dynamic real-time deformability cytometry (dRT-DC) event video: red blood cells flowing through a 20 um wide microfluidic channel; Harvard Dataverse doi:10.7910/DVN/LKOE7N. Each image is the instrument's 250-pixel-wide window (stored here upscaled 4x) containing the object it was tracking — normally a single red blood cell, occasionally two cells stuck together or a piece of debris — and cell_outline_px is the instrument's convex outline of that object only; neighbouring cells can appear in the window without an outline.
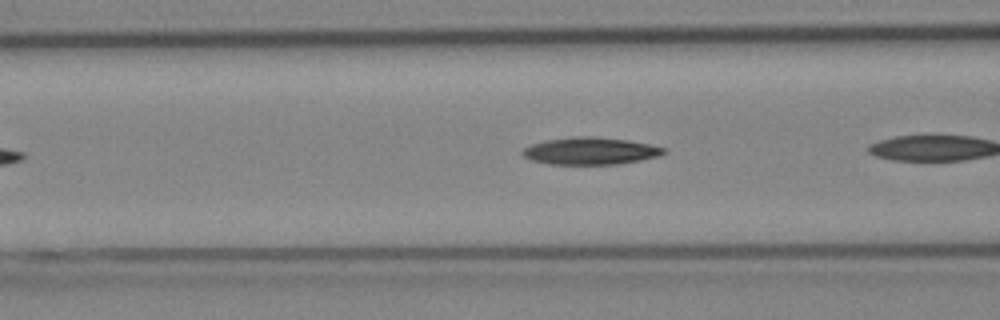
{"species": "Egyptian fruit bat (a non-hibernating species)", "species_latin": "Rousettus aegyptiacus", "temperature_condition": "cold", "stored_images_in_passage": 24, "camera_frame_rate_fps": 3000, "um_per_image_px": 0.085, "animal": {"sex": "female"}, "frame": {"image": 1, "passage_image": 4, "time_ms": 1.0, "image_size_px": [1000, 320], "cell_outline_px": [[668, 152], [656, 156], [640, 160], [616, 164], [548, 164], [532, 160], [524, 156], [520, 152], [524, 148], [532, 144], [548, 140], [580, 136], [592, 136], [628, 140], [648, 144], [664, 148]], "centroid_in_image_um": [50.17, 12.83], "position_along_channel_um": 116.4, "area_um2": 22.08}}